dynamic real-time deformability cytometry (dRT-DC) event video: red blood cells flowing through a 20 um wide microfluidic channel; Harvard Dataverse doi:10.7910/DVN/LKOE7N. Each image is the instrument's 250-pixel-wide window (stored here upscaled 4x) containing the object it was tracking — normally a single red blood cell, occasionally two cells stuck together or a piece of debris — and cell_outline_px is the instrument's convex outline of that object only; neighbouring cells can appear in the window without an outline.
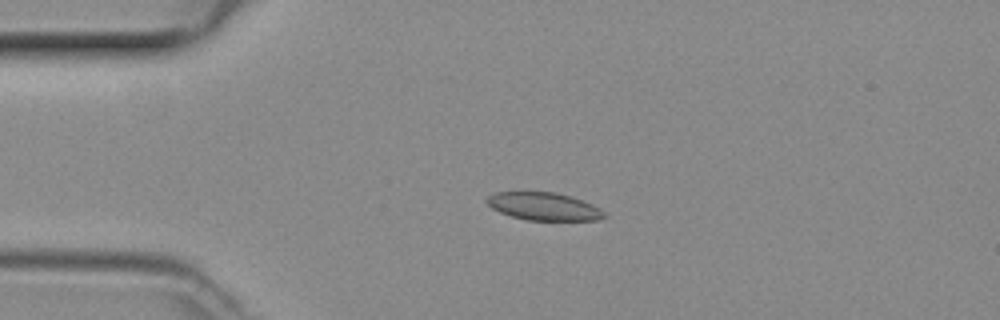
{"species": "common noctule bat (a hibernating species)", "species_latin": "Nyctalus noctula", "temperature_condition": "room temperature", "stored_images_in_passage": 48, "camera_frame_rate_fps": 3000, "um_per_image_px": 0.085, "animal": {"sex": "female", "body_mass_g": 29.2, "forearm_length_mm": 56.3}, "frame": {"image": 1, "passage_image": 11, "time_ms": 3.333, "image_size_px": [1000, 320], "cell_outline_px": [[608, 216], [600, 220], [528, 220], [512, 216], [500, 212], [492, 208], [484, 200], [488, 196], [496, 192], [556, 192], [592, 204], [600, 208]], "centroid_in_image_um": [46.23, 17.55], "position_along_channel_um": 38.8, "area_um2": 18.9}}
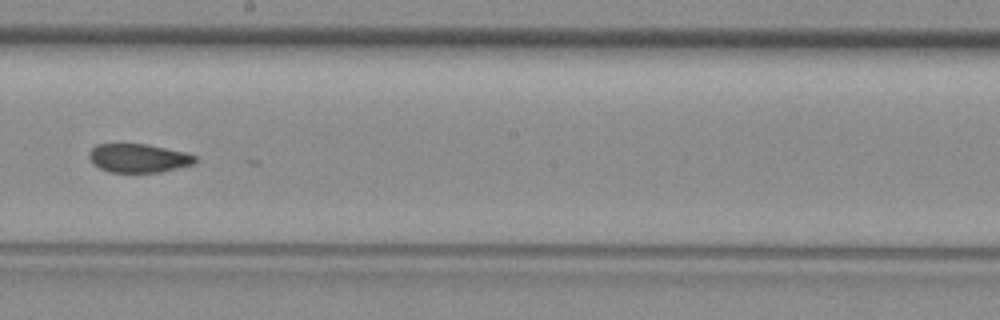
{"frame": {"image": 2, "passage_image": 27, "time_ms": 8.667, "image_size_px": [1000, 320], "cell_outline_px": [[196, 160], [192, 164], [160, 172], [108, 172], [100, 168], [88, 156], [92, 148], [96, 144], [148, 144], [184, 152], [196, 156]], "centroid_in_image_um": [11.77, 13.43], "position_along_channel_um": 236.4, "area_um2": 17.46}}
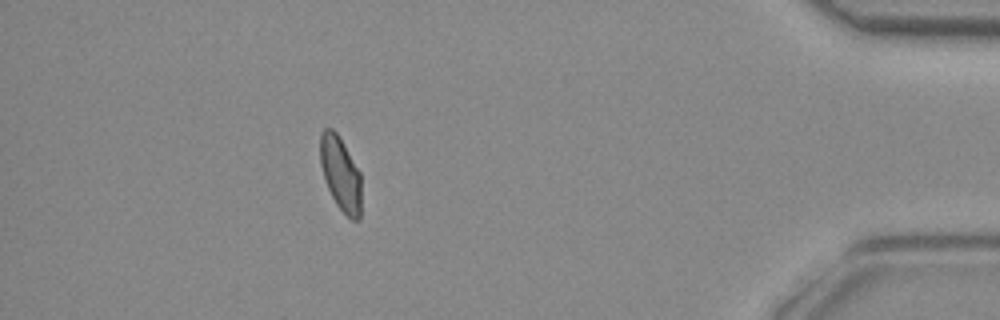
{"frame": {"image": 3, "passage_image": 43, "time_ms": 14.0, "image_size_px": [1000, 320], "cell_outline_px": [[360, 220], [352, 220], [336, 204], [324, 180], [320, 164], [320, 136], [324, 128], [332, 128], [336, 132], [360, 172]], "centroid_in_image_um": [28.93, 14.76], "position_along_channel_um": 406.3, "area_um2": 17.51}}